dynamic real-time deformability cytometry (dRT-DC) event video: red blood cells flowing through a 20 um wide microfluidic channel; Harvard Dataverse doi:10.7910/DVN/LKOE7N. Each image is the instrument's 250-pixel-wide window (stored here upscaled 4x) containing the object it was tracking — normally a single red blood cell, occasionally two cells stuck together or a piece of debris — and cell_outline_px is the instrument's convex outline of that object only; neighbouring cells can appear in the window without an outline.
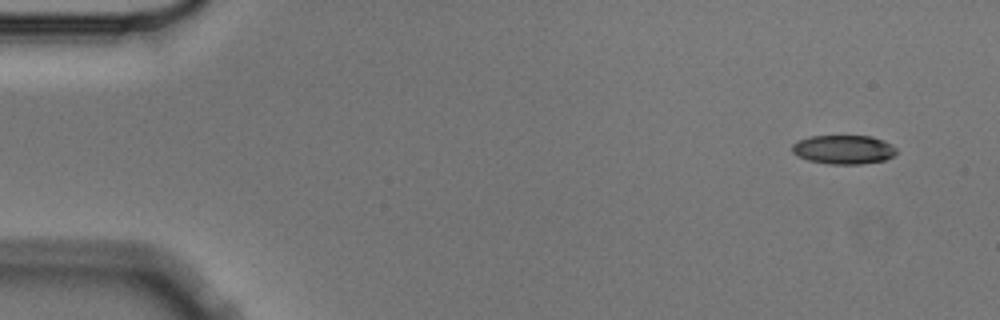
{"species": "Egyptian fruit bat (a non-hibernating species)", "species_latin": "Rousettus aegyptiacus", "temperature_condition": "cold", "stored_images_in_passage": 10, "camera_frame_rate_fps": 3000, "um_per_image_px": 0.085, "animal": {"sex": "male"}, "frame": {"image": 1, "passage_image": 1, "time_ms": 0.0, "image_size_px": [1000, 320], "cell_outline_px": [[896, 152], [892, 156], [884, 160], [860, 164], [828, 164], [808, 160], [792, 152], [792, 144], [808, 136], [872, 136], [896, 148]], "centroid_in_image_um": [71.67, 12.71], "position_along_channel_um": 13.3, "area_um2": 17.34}}
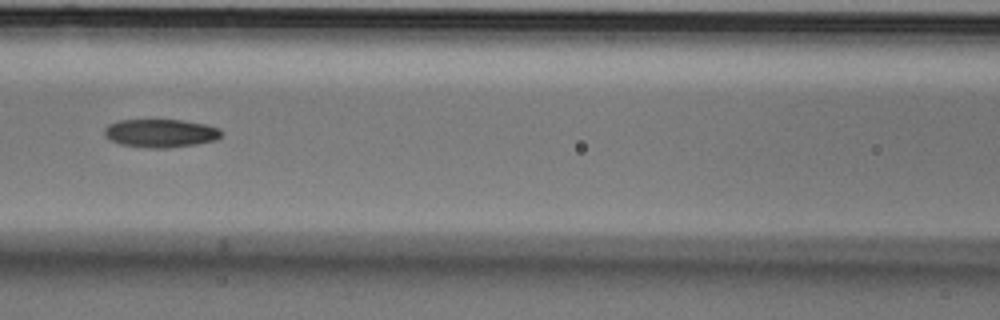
{"frame": {"image": 2, "passage_image": 6, "time_ms": 1.667, "image_size_px": [1000, 320], "cell_outline_px": [[220, 136], [216, 140], [196, 144], [168, 148], [148, 148], [120, 144], [104, 136], [104, 128], [108, 124], [120, 120], [184, 120], [204, 124], [220, 128]], "centroid_in_image_um": [13.63, 11.32], "position_along_channel_um": 153.0, "area_um2": 19.25}}
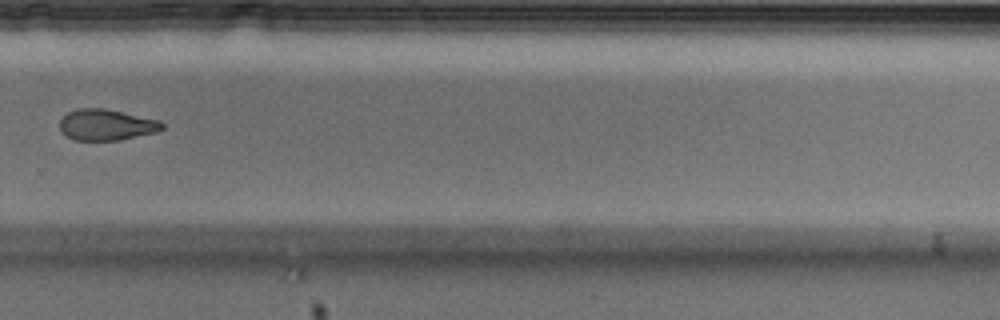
{"frame": {"image": 3, "passage_image": 10, "time_ms": 3.0, "image_size_px": [1000, 320], "cell_outline_px": [[164, 128], [156, 132], [120, 140], [72, 140], [60, 128], [60, 120], [68, 112], [76, 108], [104, 108], [160, 120], [164, 124]], "centroid_in_image_um": [9.06, 10.6], "position_along_channel_um": 320.7, "area_um2": 18.5}}